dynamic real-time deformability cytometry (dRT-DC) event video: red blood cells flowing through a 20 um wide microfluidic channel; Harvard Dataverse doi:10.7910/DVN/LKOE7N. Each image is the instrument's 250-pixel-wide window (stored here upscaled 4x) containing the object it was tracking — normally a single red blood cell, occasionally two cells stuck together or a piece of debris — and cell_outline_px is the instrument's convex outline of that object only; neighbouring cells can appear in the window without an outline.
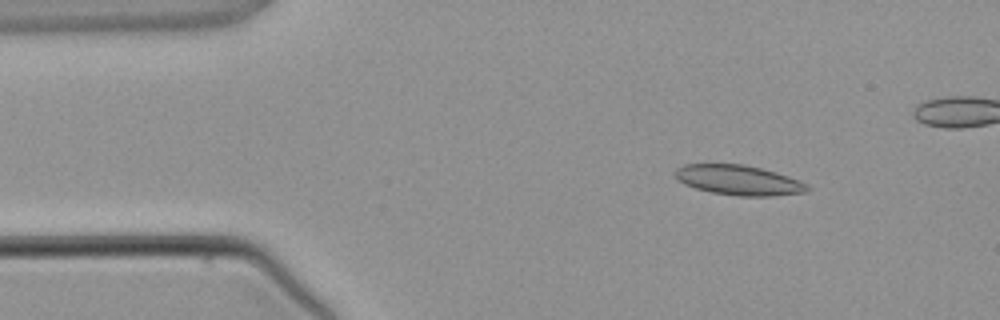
{"species": "common noctule bat (a hibernating species)", "species_latin": "Nyctalus noctula", "temperature_condition": "warm", "stored_images_in_passage": 5, "camera_frame_rate_fps": 3000, "um_per_image_px": 0.085, "animal": {"sex": "male", "body_mass_g": 21.5, "forearm_length_mm": 52.0}, "frame": {"image": 1, "passage_image": 1, "time_ms": 0.0, "image_size_px": [1000, 320], "cell_outline_px": [[812, 188], [808, 192], [772, 196], [736, 196], [712, 192], [696, 188], [684, 184], [676, 180], [672, 172], [676, 168], [684, 164], [744, 164], [776, 172], [800, 180], [808, 184]], "centroid_in_image_um": [62.78, 15.31], "position_along_channel_um": 22.2, "area_um2": 23.41}}
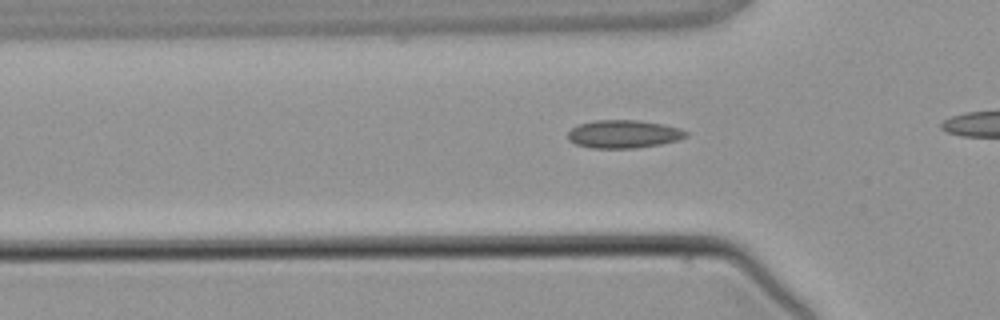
{"frame": {"image": 2, "passage_image": 5, "time_ms": 4.667, "image_size_px": [1000, 320], "cell_outline_px": [[688, 136], [676, 140], [660, 144], [636, 148], [592, 148], [576, 144], [568, 140], [568, 132], [572, 128], [580, 124], [592, 120], [636, 120], [664, 124], [680, 128], [688, 132]], "centroid_in_image_um": [53.0, 11.39], "position_along_channel_um": 72.8, "area_um2": 19.31}}